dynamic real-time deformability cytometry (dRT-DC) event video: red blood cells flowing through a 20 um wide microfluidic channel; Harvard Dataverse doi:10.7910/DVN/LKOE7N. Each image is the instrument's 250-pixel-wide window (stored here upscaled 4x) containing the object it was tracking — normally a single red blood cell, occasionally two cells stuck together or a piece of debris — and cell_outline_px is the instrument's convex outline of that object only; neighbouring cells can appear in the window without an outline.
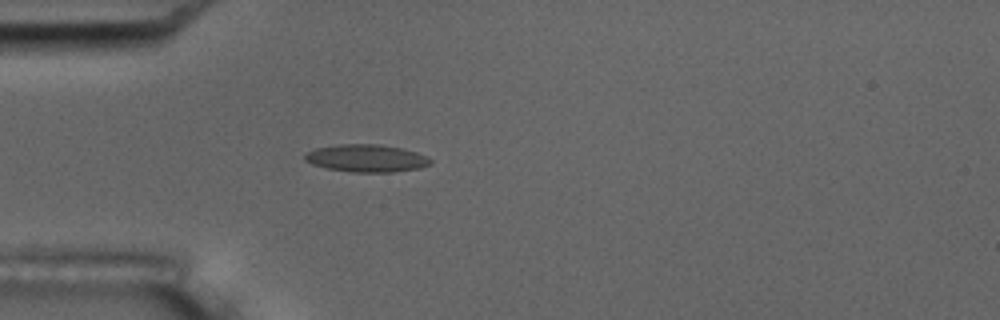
{"species": "common noctule bat (a hibernating species)", "species_latin": "Nyctalus noctula", "temperature_condition": "room temperature", "stored_images_in_passage": 5, "camera_frame_rate_fps": 3000, "um_per_image_px": 0.085, "animal": {"sex": "male", "body_mass_g": 17.5, "forearm_length_mm": 52.3}, "frame": {"image": 1, "passage_image": 5, "time_ms": 4.667, "image_size_px": [1000, 320], "cell_outline_px": [[432, 160], [428, 164], [420, 168], [392, 172], [352, 172], [328, 168], [312, 164], [304, 160], [304, 156], [308, 152], [316, 148], [340, 144], [380, 144], [404, 148], [428, 156]], "centroid_in_image_um": [31.17, 13.44], "position_along_channel_um": 53.8, "area_um2": 20.11}}